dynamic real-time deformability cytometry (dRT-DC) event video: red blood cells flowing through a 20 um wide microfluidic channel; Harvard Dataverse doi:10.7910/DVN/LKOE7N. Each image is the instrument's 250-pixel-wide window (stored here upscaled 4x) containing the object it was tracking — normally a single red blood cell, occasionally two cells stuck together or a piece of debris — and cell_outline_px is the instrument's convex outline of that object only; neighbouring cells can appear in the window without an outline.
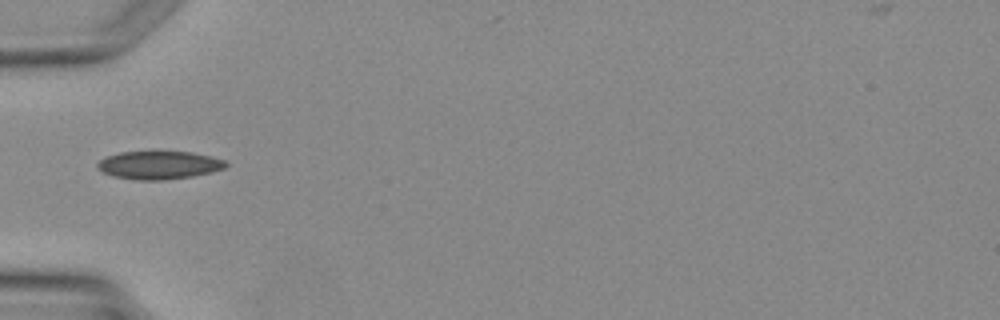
{"species": "Egyptian fruit bat (a non-hibernating species)", "species_latin": "Rousettus aegyptiacus", "temperature_condition": "warm", "stored_images_in_passage": 2, "camera_frame_rate_fps": 3000, "um_per_image_px": 0.085, "animal": {"sex": "female"}, "frame": {"image": 1, "passage_image": 2, "time_ms": 1.333, "image_size_px": [1000, 320], "cell_outline_px": [[228, 164], [224, 168], [212, 172], [192, 176], [160, 180], [140, 180], [116, 176], [104, 172], [96, 164], [100, 160], [108, 156], [120, 152], [156, 148], [192, 152], [212, 156], [224, 160]], "centroid_in_image_um": [13.55, 13.97], "position_along_channel_um": 71.4, "area_um2": 21.68}}